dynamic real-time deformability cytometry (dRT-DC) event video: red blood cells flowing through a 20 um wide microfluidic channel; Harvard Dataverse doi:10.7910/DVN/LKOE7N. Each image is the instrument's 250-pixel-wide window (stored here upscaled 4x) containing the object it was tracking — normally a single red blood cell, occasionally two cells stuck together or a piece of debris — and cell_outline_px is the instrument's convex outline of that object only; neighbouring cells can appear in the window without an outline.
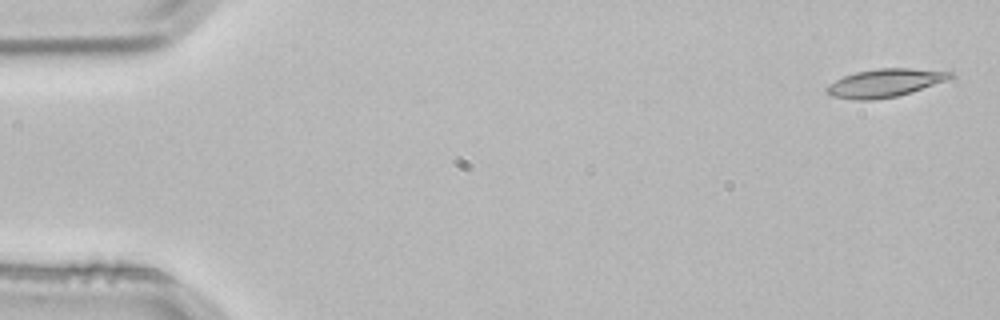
{"species": "common noctule bat (a hibernating species)", "species_latin": "Nyctalus noctula", "temperature_condition": "room temperature", "stored_images_in_passage": 3, "camera_frame_rate_fps": 3000, "um_per_image_px": 0.085, "animal": {"sex": "male", "body_mass_g": 21.5, "forearm_length_mm": 52.0}, "frame": {"image": 1, "passage_image": 1, "time_ms": 0.0, "image_size_px": [1000, 320], "cell_outline_px": [[956, 76], [896, 96], [872, 100], [856, 100], [832, 96], [824, 92], [824, 88], [828, 84], [844, 76], [856, 72], [880, 68], [908, 68], [956, 72]], "centroid_in_image_um": [75.15, 7.04], "position_along_channel_um": 9.8, "area_um2": 19.94}}
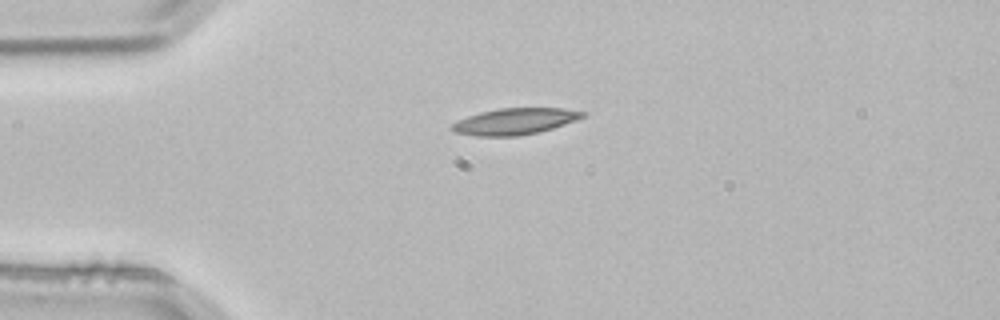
{"frame": {"image": 2, "passage_image": 3, "time_ms": 0.667, "image_size_px": [1000, 320], "cell_outline_px": [[588, 112], [584, 116], [576, 120], [540, 132], [516, 136], [476, 136], [456, 132], [448, 128], [456, 120], [480, 112], [500, 108], [564, 108]], "centroid_in_image_um": [43.75, 10.31], "position_along_channel_um": 41.2, "area_um2": 20.11}}